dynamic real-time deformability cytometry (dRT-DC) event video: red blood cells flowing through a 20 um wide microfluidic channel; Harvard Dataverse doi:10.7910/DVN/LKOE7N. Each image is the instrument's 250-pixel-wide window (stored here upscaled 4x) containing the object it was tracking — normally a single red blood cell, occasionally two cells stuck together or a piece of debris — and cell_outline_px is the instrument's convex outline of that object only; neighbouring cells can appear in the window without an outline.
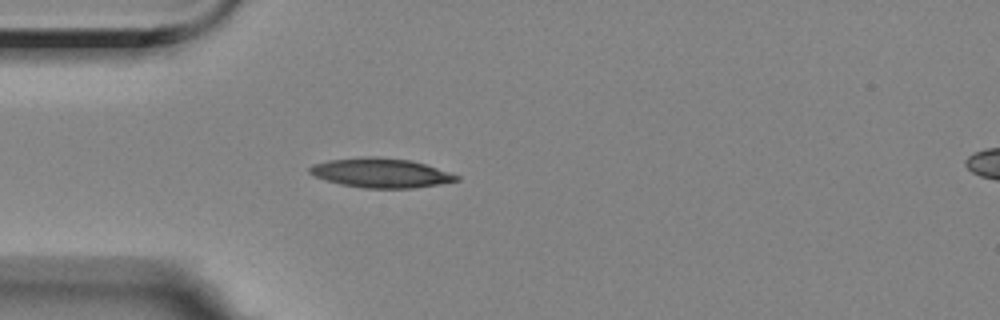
{"species": "Egyptian fruit bat (a non-hibernating species)", "species_latin": "Rousettus aegyptiacus", "temperature_condition": "room temperature", "stored_images_in_passage": 14, "camera_frame_rate_fps": 3000, "um_per_image_px": 0.085, "animal": {"sex": "female"}, "frame": {"image": 1, "passage_image": 1, "time_ms": 0.0, "image_size_px": [1000, 320], "cell_outline_px": [[460, 180], [412, 188], [364, 188], [340, 184], [316, 176], [308, 172], [308, 168], [312, 164], [328, 160], [360, 156], [376, 156], [408, 160], [424, 164], [460, 176]], "centroid_in_image_um": [32.32, 14.68], "position_along_channel_um": 52.7, "area_um2": 24.97}}
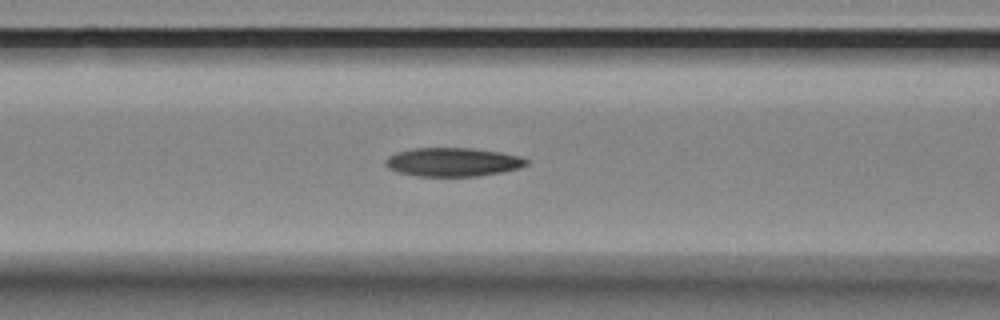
{"frame": {"image": 2, "passage_image": 8, "time_ms": 2.333, "image_size_px": [1000, 320], "cell_outline_px": [[528, 164], [520, 168], [500, 172], [476, 176], [416, 176], [400, 172], [388, 168], [384, 164], [384, 160], [388, 156], [396, 152], [412, 148], [472, 148], [500, 152], [520, 156], [528, 160]], "centroid_in_image_um": [38.47, 13.77], "position_along_channel_um": 128.1, "area_um2": 23.58}}
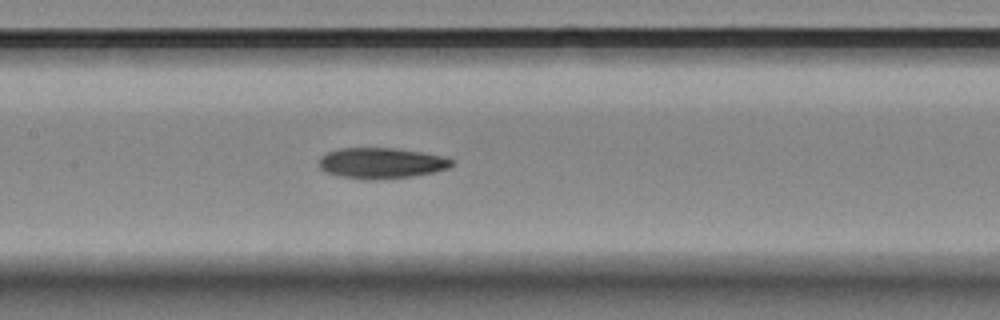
{"frame": {"image": 3, "passage_image": 12, "time_ms": 3.667, "image_size_px": [1000, 320], "cell_outline_px": [[456, 160], [448, 168], [432, 172], [412, 176], [340, 176], [328, 172], [320, 168], [316, 164], [320, 156], [328, 152], [340, 148], [396, 148], [444, 156]], "centroid_in_image_um": [32.42, 13.8], "position_along_channel_um": 175.0, "area_um2": 22.72}}